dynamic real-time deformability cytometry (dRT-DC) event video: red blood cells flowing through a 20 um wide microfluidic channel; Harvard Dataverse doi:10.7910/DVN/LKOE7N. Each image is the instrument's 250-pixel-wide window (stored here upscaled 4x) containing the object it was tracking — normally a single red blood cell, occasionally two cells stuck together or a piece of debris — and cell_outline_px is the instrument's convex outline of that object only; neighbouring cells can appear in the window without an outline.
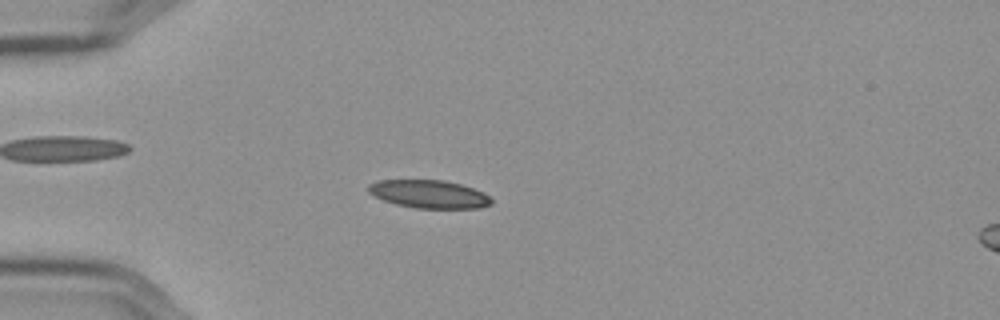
{"species": "Egyptian fruit bat (a non-hibernating species)", "species_latin": "Rousettus aegyptiacus", "temperature_condition": "cold", "stored_images_in_passage": 57, "camera_frame_rate_fps": 3000, "um_per_image_px": 0.085, "frame": {"image": 1, "passage_image": 16, "time_ms": 5.0, "image_size_px": [1000, 320], "cell_outline_px": [[492, 204], [480, 208], [416, 208], [396, 204], [384, 200], [368, 192], [368, 184], [380, 180], [444, 180], [460, 184], [484, 192], [492, 200]], "centroid_in_image_um": [36.48, 16.5], "position_along_channel_um": 48.5, "area_um2": 20.0}}
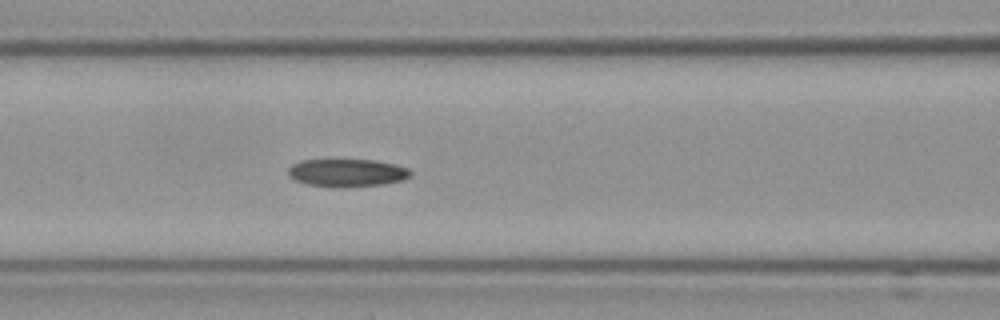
{"frame": {"image": 2, "passage_image": 25, "time_ms": 8.0, "image_size_px": [1000, 320], "cell_outline_px": [[412, 176], [404, 180], [384, 184], [344, 188], [340, 188], [308, 184], [296, 180], [288, 176], [288, 168], [292, 164], [300, 160], [376, 160], [396, 164], [408, 168], [412, 172]], "centroid_in_image_um": [29.54, 14.69], "position_along_channel_um": 137.1, "area_um2": 20.11}}
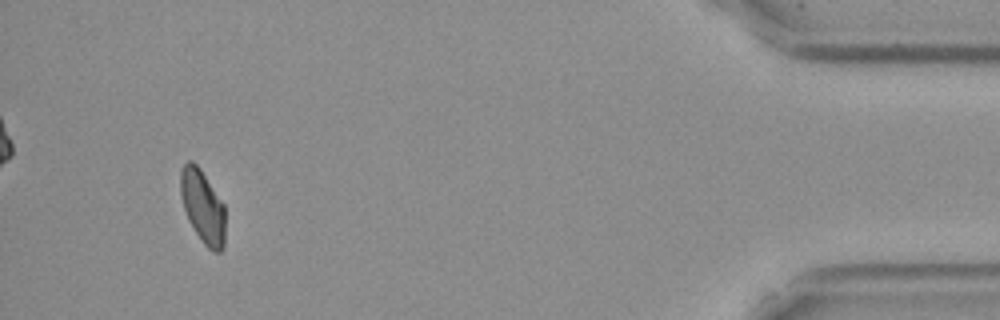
{"frame": {"image": 3, "passage_image": 54, "time_ms": 17.667, "image_size_px": [1000, 320], "cell_outline_px": [[224, 248], [220, 252], [212, 252], [204, 244], [188, 220], [180, 196], [180, 172], [184, 164], [188, 160], [192, 160], [200, 168], [224, 204]], "centroid_in_image_um": [17.22, 17.55], "position_along_channel_um": 418.0, "area_um2": 19.07}, "authors_computed_cell_mechanics": {"area_um2": 19.4208, "velocity_mm_per_s": 3.577, "shape_relaxation_time_tau1_ms": 11.1762, "shape_relaxation_time_tau2_ms": 10.6888, "deformation_change_tau1": 0.2167, "deformation_change_tau2": 0.1635}}